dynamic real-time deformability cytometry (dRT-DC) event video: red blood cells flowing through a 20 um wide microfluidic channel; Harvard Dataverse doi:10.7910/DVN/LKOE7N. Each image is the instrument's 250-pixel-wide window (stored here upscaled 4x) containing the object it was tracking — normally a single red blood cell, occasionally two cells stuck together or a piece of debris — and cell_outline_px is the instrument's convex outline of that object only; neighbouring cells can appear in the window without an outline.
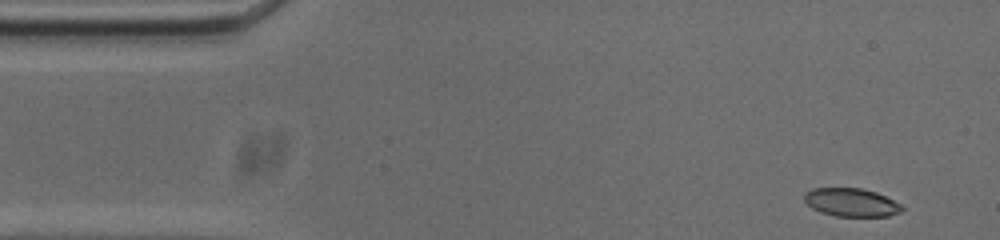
{"species": "common noctule bat (a hibernating species)", "species_latin": "Nyctalus noctula", "temperature_condition": "cold", "stored_images_in_passage": 51, "camera_frame_rate_fps": 3000, "um_per_image_px": 0.085, "animal": {"sex": "male", "body_mass_g": 20.0, "forearm_length_mm": 53.3}, "frame": {"image": 1, "passage_image": 1, "time_ms": 0.0, "image_size_px": [1000, 240], "cell_outline_px": [[904, 208], [900, 212], [888, 216], [836, 216], [820, 212], [812, 208], [804, 200], [804, 192], [812, 188], [860, 188], [876, 192], [900, 204]], "centroid_in_image_um": [72.32, 17.2], "position_along_channel_um": 12.7, "area_um2": 16.01}}
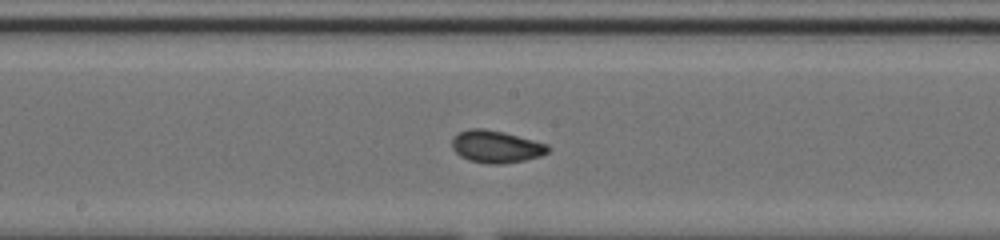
{"frame": {"image": 2, "passage_image": 24, "time_ms": 7.667, "image_size_px": [1000, 240], "cell_outline_px": [[548, 152], [540, 156], [524, 160], [500, 164], [488, 164], [468, 160], [460, 156], [452, 148], [452, 140], [460, 132], [472, 128], [484, 128], [548, 144]], "centroid_in_image_um": [42.14, 12.48], "position_along_channel_um": 206.1, "area_um2": 17.69}}
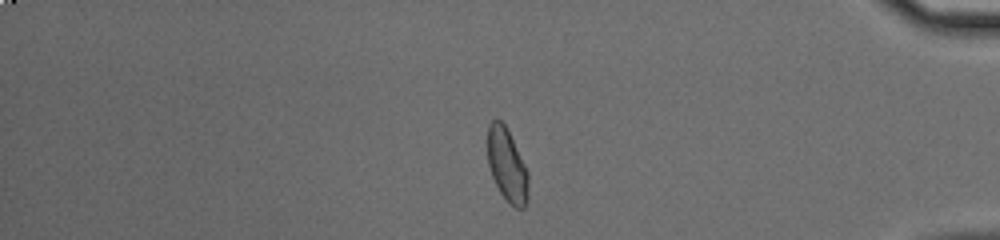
{"frame": {"image": 3, "passage_image": 42, "time_ms": 13.667, "image_size_px": [1000, 240], "cell_outline_px": [[528, 200], [524, 208], [516, 208], [508, 204], [500, 192], [492, 176], [488, 164], [488, 124], [492, 120], [500, 120], [504, 124], [528, 172]], "centroid_in_image_um": [43.1, 14.09], "position_along_channel_um": 392.1, "area_um2": 17.17}, "authors_computed_cell_mechanics": {"area_um2": 17.4556, "velocity_mm_per_s": 3.7294, "shape_relaxation_time_tau1_ms": 3.1861, "shape_relaxation_time_tau2_ms": 1.3924, "deformation_change_tau1": 0.0919, "deformation_change_tau2": 0.0598}}